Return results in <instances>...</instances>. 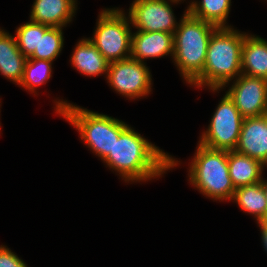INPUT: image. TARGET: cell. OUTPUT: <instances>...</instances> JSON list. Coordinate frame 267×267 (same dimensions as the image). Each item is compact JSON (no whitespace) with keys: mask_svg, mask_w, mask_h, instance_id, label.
Instances as JSON below:
<instances>
[{"mask_svg":"<svg viewBox=\"0 0 267 267\" xmlns=\"http://www.w3.org/2000/svg\"><path fill=\"white\" fill-rule=\"evenodd\" d=\"M103 161L119 172L124 181L135 182L161 176L179 162L148 142L129 125L115 140L112 151Z\"/></svg>","mask_w":267,"mask_h":267,"instance_id":"6da1fadb","label":"cell"},{"mask_svg":"<svg viewBox=\"0 0 267 267\" xmlns=\"http://www.w3.org/2000/svg\"><path fill=\"white\" fill-rule=\"evenodd\" d=\"M246 33L218 27L211 35L203 72L190 84L218 91L241 74L242 46ZM237 76V77H236Z\"/></svg>","mask_w":267,"mask_h":267,"instance_id":"7a4b0ae2","label":"cell"},{"mask_svg":"<svg viewBox=\"0 0 267 267\" xmlns=\"http://www.w3.org/2000/svg\"><path fill=\"white\" fill-rule=\"evenodd\" d=\"M174 32L173 59L183 78L191 84L202 72L215 25L197 19L187 11Z\"/></svg>","mask_w":267,"mask_h":267,"instance_id":"3957f363","label":"cell"},{"mask_svg":"<svg viewBox=\"0 0 267 267\" xmlns=\"http://www.w3.org/2000/svg\"><path fill=\"white\" fill-rule=\"evenodd\" d=\"M56 112L66 118L80 132L83 140L97 156L104 160L112 151L115 140L128 126L108 115L93 112L66 101H56Z\"/></svg>","mask_w":267,"mask_h":267,"instance_id":"277c9868","label":"cell"},{"mask_svg":"<svg viewBox=\"0 0 267 267\" xmlns=\"http://www.w3.org/2000/svg\"><path fill=\"white\" fill-rule=\"evenodd\" d=\"M189 179L207 197L219 201L231 200L235 187L229 176L228 150L210 149L198 143Z\"/></svg>","mask_w":267,"mask_h":267,"instance_id":"5b68a950","label":"cell"},{"mask_svg":"<svg viewBox=\"0 0 267 267\" xmlns=\"http://www.w3.org/2000/svg\"><path fill=\"white\" fill-rule=\"evenodd\" d=\"M125 16L118 8L101 11L94 36L89 38L109 63L130 58L131 21Z\"/></svg>","mask_w":267,"mask_h":267,"instance_id":"8992f818","label":"cell"},{"mask_svg":"<svg viewBox=\"0 0 267 267\" xmlns=\"http://www.w3.org/2000/svg\"><path fill=\"white\" fill-rule=\"evenodd\" d=\"M244 117L227 94L221 99L207 131L199 143L210 149L234 150L237 146Z\"/></svg>","mask_w":267,"mask_h":267,"instance_id":"52a82bcc","label":"cell"},{"mask_svg":"<svg viewBox=\"0 0 267 267\" xmlns=\"http://www.w3.org/2000/svg\"><path fill=\"white\" fill-rule=\"evenodd\" d=\"M107 80L114 90L131 99L146 96L151 91V75L145 63L128 58L109 63Z\"/></svg>","mask_w":267,"mask_h":267,"instance_id":"ba28073f","label":"cell"},{"mask_svg":"<svg viewBox=\"0 0 267 267\" xmlns=\"http://www.w3.org/2000/svg\"><path fill=\"white\" fill-rule=\"evenodd\" d=\"M181 0H170L178 3ZM130 24L139 31L174 34L178 23L168 0H134L129 8Z\"/></svg>","mask_w":267,"mask_h":267,"instance_id":"9c48e42d","label":"cell"},{"mask_svg":"<svg viewBox=\"0 0 267 267\" xmlns=\"http://www.w3.org/2000/svg\"><path fill=\"white\" fill-rule=\"evenodd\" d=\"M226 92L240 114L258 117L267 114V80L240 74Z\"/></svg>","mask_w":267,"mask_h":267,"instance_id":"30bf717a","label":"cell"},{"mask_svg":"<svg viewBox=\"0 0 267 267\" xmlns=\"http://www.w3.org/2000/svg\"><path fill=\"white\" fill-rule=\"evenodd\" d=\"M234 150L267 165V114L244 118Z\"/></svg>","mask_w":267,"mask_h":267,"instance_id":"8fae6325","label":"cell"},{"mask_svg":"<svg viewBox=\"0 0 267 267\" xmlns=\"http://www.w3.org/2000/svg\"><path fill=\"white\" fill-rule=\"evenodd\" d=\"M174 34L137 30L131 37L130 58L143 63V59L159 58L170 54L173 57Z\"/></svg>","mask_w":267,"mask_h":267,"instance_id":"7c38bea8","label":"cell"},{"mask_svg":"<svg viewBox=\"0 0 267 267\" xmlns=\"http://www.w3.org/2000/svg\"><path fill=\"white\" fill-rule=\"evenodd\" d=\"M76 0H35L30 20L50 27H64L76 11Z\"/></svg>","mask_w":267,"mask_h":267,"instance_id":"4fadbf2b","label":"cell"},{"mask_svg":"<svg viewBox=\"0 0 267 267\" xmlns=\"http://www.w3.org/2000/svg\"><path fill=\"white\" fill-rule=\"evenodd\" d=\"M241 73L267 80V41L248 34L244 37L241 56Z\"/></svg>","mask_w":267,"mask_h":267,"instance_id":"5bb4252c","label":"cell"},{"mask_svg":"<svg viewBox=\"0 0 267 267\" xmlns=\"http://www.w3.org/2000/svg\"><path fill=\"white\" fill-rule=\"evenodd\" d=\"M27 58L19 50L15 36L0 29V73L19 85Z\"/></svg>","mask_w":267,"mask_h":267,"instance_id":"9a60e30c","label":"cell"},{"mask_svg":"<svg viewBox=\"0 0 267 267\" xmlns=\"http://www.w3.org/2000/svg\"><path fill=\"white\" fill-rule=\"evenodd\" d=\"M264 166L257 159L250 158L235 150L228 151L229 176L235 189L260 182L263 178Z\"/></svg>","mask_w":267,"mask_h":267,"instance_id":"2e32d148","label":"cell"},{"mask_svg":"<svg viewBox=\"0 0 267 267\" xmlns=\"http://www.w3.org/2000/svg\"><path fill=\"white\" fill-rule=\"evenodd\" d=\"M71 63L73 67L86 76L107 74L109 66V62L89 38H84L78 42L72 54Z\"/></svg>","mask_w":267,"mask_h":267,"instance_id":"e0dca14e","label":"cell"},{"mask_svg":"<svg viewBox=\"0 0 267 267\" xmlns=\"http://www.w3.org/2000/svg\"><path fill=\"white\" fill-rule=\"evenodd\" d=\"M231 0H202L191 2L187 12L197 19L209 22L216 27L226 26V20L230 12Z\"/></svg>","mask_w":267,"mask_h":267,"instance_id":"ac0fdd59","label":"cell"},{"mask_svg":"<svg viewBox=\"0 0 267 267\" xmlns=\"http://www.w3.org/2000/svg\"><path fill=\"white\" fill-rule=\"evenodd\" d=\"M231 200L245 212L253 214L257 223L263 218L267 202L261 181L255 184L236 188Z\"/></svg>","mask_w":267,"mask_h":267,"instance_id":"d6986e66","label":"cell"},{"mask_svg":"<svg viewBox=\"0 0 267 267\" xmlns=\"http://www.w3.org/2000/svg\"><path fill=\"white\" fill-rule=\"evenodd\" d=\"M52 62L44 59L27 58L19 86L35 92L37 86L46 83L51 77Z\"/></svg>","mask_w":267,"mask_h":267,"instance_id":"ffe728a7","label":"cell"},{"mask_svg":"<svg viewBox=\"0 0 267 267\" xmlns=\"http://www.w3.org/2000/svg\"><path fill=\"white\" fill-rule=\"evenodd\" d=\"M49 27L30 20L16 29L18 48L26 58H30L34 52H39L40 33H44Z\"/></svg>","mask_w":267,"mask_h":267,"instance_id":"44dd1931","label":"cell"},{"mask_svg":"<svg viewBox=\"0 0 267 267\" xmlns=\"http://www.w3.org/2000/svg\"><path fill=\"white\" fill-rule=\"evenodd\" d=\"M62 27H49L44 33H40L39 52H34L30 57L54 61L63 48Z\"/></svg>","mask_w":267,"mask_h":267,"instance_id":"7402d4cb","label":"cell"},{"mask_svg":"<svg viewBox=\"0 0 267 267\" xmlns=\"http://www.w3.org/2000/svg\"><path fill=\"white\" fill-rule=\"evenodd\" d=\"M0 267H27L26 263L21 260L6 246H0Z\"/></svg>","mask_w":267,"mask_h":267,"instance_id":"603a6c76","label":"cell"},{"mask_svg":"<svg viewBox=\"0 0 267 267\" xmlns=\"http://www.w3.org/2000/svg\"><path fill=\"white\" fill-rule=\"evenodd\" d=\"M262 187L264 189L265 197H266V202H267V181H265L263 178L261 180ZM259 225H267V207H266V212L263 216V218L258 222Z\"/></svg>","mask_w":267,"mask_h":267,"instance_id":"cb8c5ba5","label":"cell"},{"mask_svg":"<svg viewBox=\"0 0 267 267\" xmlns=\"http://www.w3.org/2000/svg\"><path fill=\"white\" fill-rule=\"evenodd\" d=\"M261 228L262 242L265 246V250L267 251V225H259Z\"/></svg>","mask_w":267,"mask_h":267,"instance_id":"d4e9b609","label":"cell"}]
</instances>
